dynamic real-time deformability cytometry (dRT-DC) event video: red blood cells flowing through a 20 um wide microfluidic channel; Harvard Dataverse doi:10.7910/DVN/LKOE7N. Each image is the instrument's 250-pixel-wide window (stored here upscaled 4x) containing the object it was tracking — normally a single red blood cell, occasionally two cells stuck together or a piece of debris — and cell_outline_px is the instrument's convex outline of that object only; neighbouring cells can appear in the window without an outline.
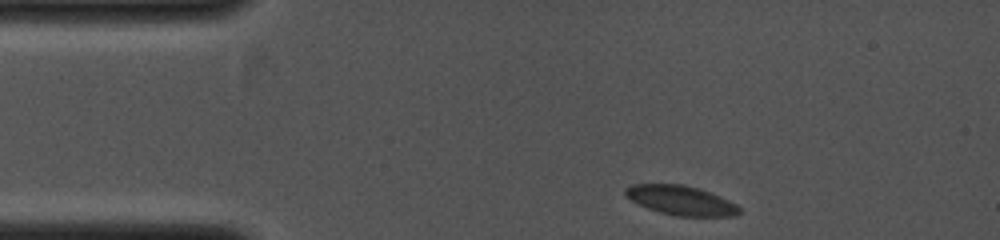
{"species": "common noctule bat (a hibernating species)", "species_latin": "Nyctalus noctula", "temperature_condition": "cold", "stored_images_in_passage": 37, "camera_frame_rate_fps": 4000, "um_per_image_px": 0.085, "animal": {"sex": "female", "body_mass_g": 19.0, "forearm_length_mm": 53.3}, "frame": {"image": 1, "passage_image": 1, "time_ms": 0.0, "image_size_px": [1000, 240], "cell_outline_px": [[740, 212], [736, 216], [676, 216], [660, 212], [648, 208], [624, 196], [624, 188], [632, 184], [684, 184], [700, 188], [720, 196], [736, 204], [740, 208]], "centroid_in_image_um": [57.88, 17.02], "position_along_channel_um": 27.1, "area_um2": 19.59}}
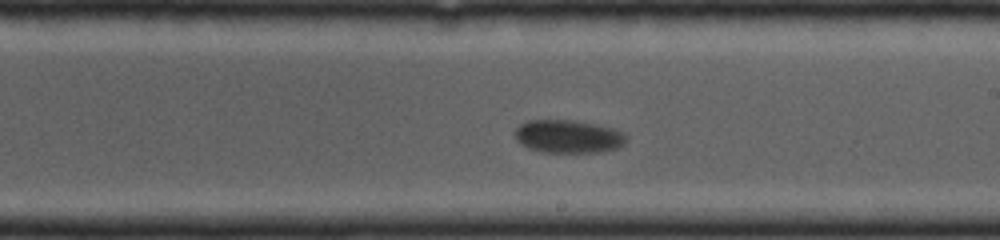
{"frame": {"image": 2, "passage_image": 20, "time_ms": 4.75, "image_size_px": [1000, 240], "cell_outline_px": [[624, 144], [616, 148], [600, 152], [544, 152], [528, 148], [520, 144], [516, 140], [516, 128], [520, 124], [528, 120], [576, 120], [600, 124], [624, 132]], "centroid_in_image_um": [48.29, 11.58], "position_along_channel_um": 240.7, "area_um2": 21.5}}
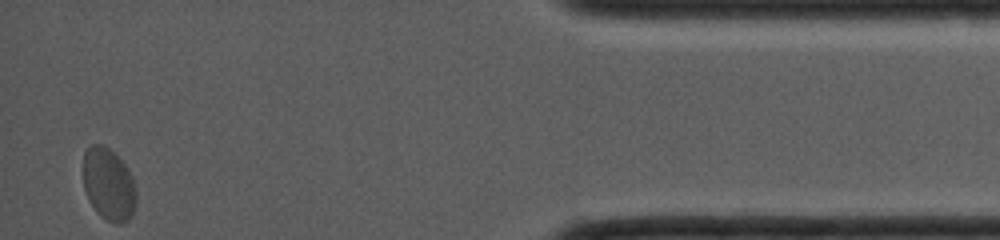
{"frame": {"image": 3, "passage_image": 37, "time_ms": 9.0, "image_size_px": [1000, 240], "cell_outline_px": [[136, 200], [132, 216], [128, 220], [120, 224], [116, 224], [100, 216], [96, 212], [84, 188], [84, 152], [92, 144], [104, 144], [124, 164], [132, 176], [136, 192]], "centroid_in_image_um": [9.24, 15.68], "position_along_channel_um": 426.0, "area_um2": 22.14}}